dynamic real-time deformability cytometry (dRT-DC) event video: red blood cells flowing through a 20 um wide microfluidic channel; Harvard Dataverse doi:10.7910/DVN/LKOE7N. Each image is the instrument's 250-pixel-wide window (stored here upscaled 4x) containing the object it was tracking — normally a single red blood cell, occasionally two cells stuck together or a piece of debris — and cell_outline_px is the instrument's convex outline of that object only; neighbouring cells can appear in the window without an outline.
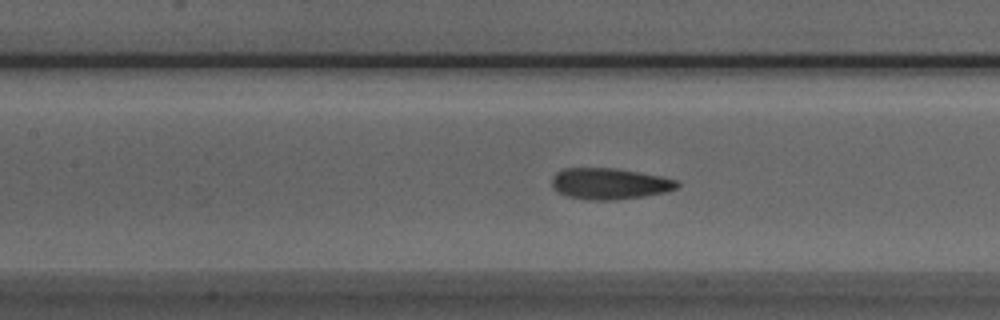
{"species": "Egyptian fruit bat (a non-hibernating species)", "species_latin": "Rousettus aegyptiacus", "temperature_condition": "room temperature", "stored_images_in_passage": 34, "camera_frame_rate_fps": 3000, "um_per_image_px": 0.085, "animal": {"sex": "male"}, "frame": {"image": 1, "passage_image": 8, "time_ms": 2.333, "image_size_px": [1000, 320], "cell_outline_px": [[680, 184], [676, 188], [664, 192], [644, 196], [616, 200], [588, 200], [568, 196], [552, 188], [552, 176], [556, 172], [564, 168], [616, 168], [640, 172], [660, 176], [676, 180]], "centroid_in_image_um": [51.79, 15.61], "position_along_channel_um": 155.6, "area_um2": 22.77}}
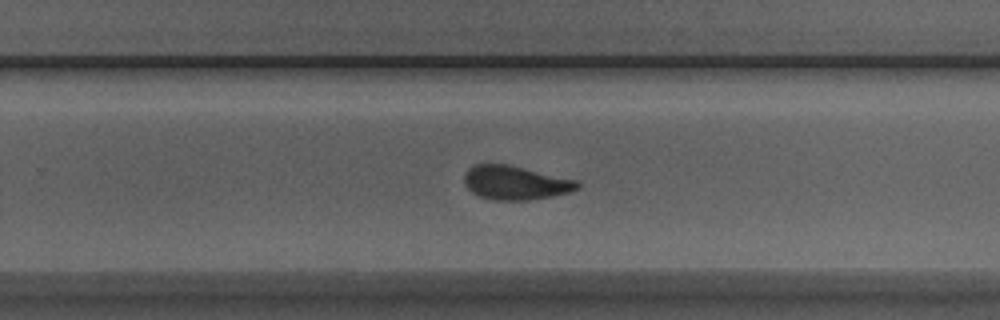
{"frame": {"image": 2, "passage_image": 18, "time_ms": 5.667, "image_size_px": [1000, 320], "cell_outline_px": [[580, 188], [572, 192], [552, 196], [528, 200], [492, 200], [480, 196], [472, 192], [468, 188], [464, 180], [464, 176], [468, 168], [476, 164], [508, 164], [576, 180], [580, 184]], "centroid_in_image_um": [43.82, 15.53], "position_along_channel_um": 286.0, "area_um2": 22.31}}
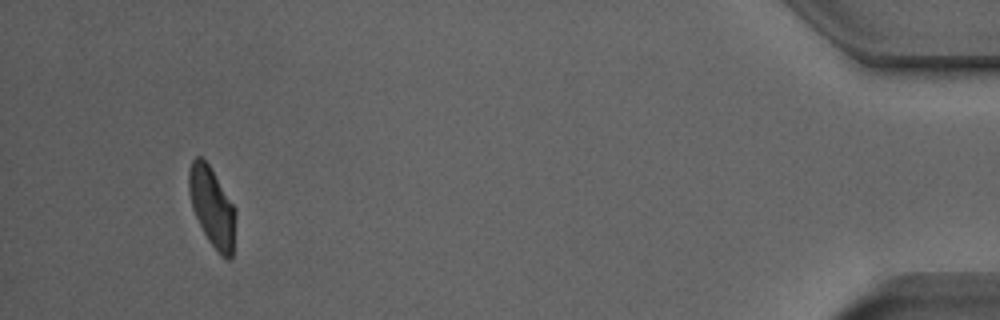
{"frame": {"image": 3, "passage_image": 34, "time_ms": 11.0, "image_size_px": [1000, 320], "cell_outline_px": [[236, 216], [232, 260], [228, 260], [220, 256], [208, 240], [192, 208], [188, 188], [188, 172], [192, 160], [196, 156], [200, 156], [208, 164], [236, 208]], "centroid_in_image_um": [18.04, 17.62], "position_along_channel_um": 417.2, "area_um2": 21.68}, "authors_computed_cell_mechanics": {"area_um2": 22.8021, "velocity_mm_per_s": 3.9271, "shape_relaxation_time_tau1_ms": 3.5303, "shape_relaxation_time_tau2_ms": 1.5105, "deformation_change_tau1": 0.1341, "deformation_change_tau2": 0.0787}}